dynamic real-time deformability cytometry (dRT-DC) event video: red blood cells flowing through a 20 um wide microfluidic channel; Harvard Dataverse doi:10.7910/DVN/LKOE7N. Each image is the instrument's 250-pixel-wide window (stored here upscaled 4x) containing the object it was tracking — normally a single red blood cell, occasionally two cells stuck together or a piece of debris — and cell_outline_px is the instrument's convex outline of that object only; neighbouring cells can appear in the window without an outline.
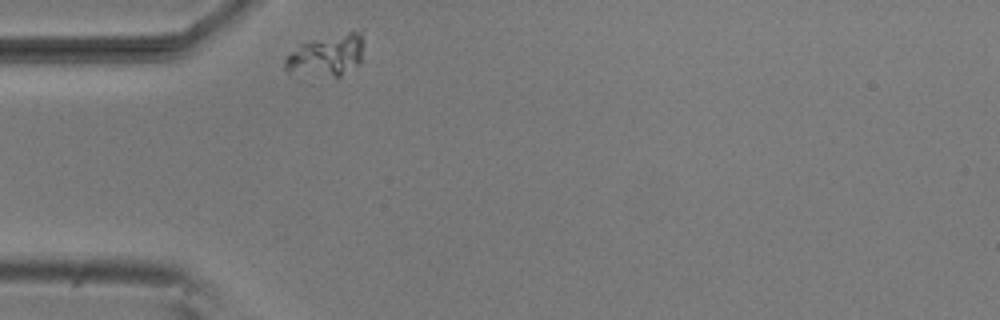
{"species": "common noctule bat (a hibernating species)", "species_latin": "Nyctalus noctula", "temperature_condition": "room temperature", "stored_images_in_passage": 33, "camera_frame_rate_fps": 3000, "um_per_image_px": 0.085, "animal": {"sex": "male", "body_mass_g": 20.5, "forearm_length_mm": 52.5}, "frame": {"image": 1, "passage_image": 1, "time_ms": 0.0, "image_size_px": [1000, 320], "cell_outline_px": [[364, 40], [360, 64], [340, 76], [336, 76], [288, 72], [284, 68], [284, 60], [300, 44], [360, 28], [364, 28]], "centroid_in_image_um": [27.87, 4.65], "position_along_channel_um": 57.1, "area_um2": 19.07}}
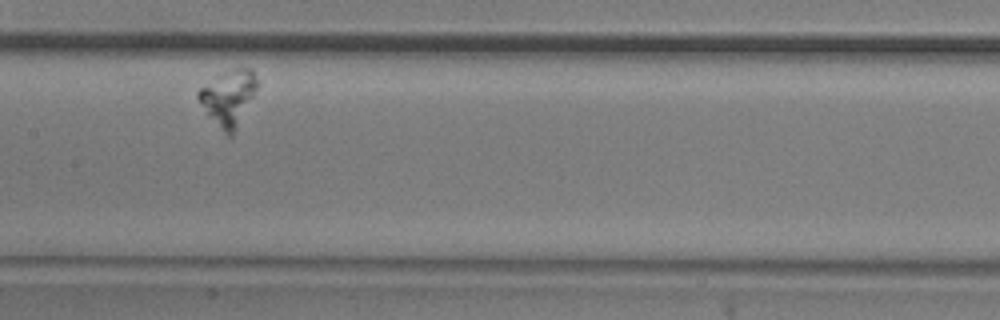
{"frame": {"image": 2, "passage_image": 14, "time_ms": 4.333, "image_size_px": [1000, 320], "cell_outline_px": [[260, 84], [232, 136], [228, 136], [224, 132], [208, 112], [196, 96], [196, 92], [200, 88], [216, 76], [224, 72], [236, 68], [252, 68]], "centroid_in_image_um": [19.47, 8.24], "position_along_channel_um": 187.9, "area_um2": 18.5}}
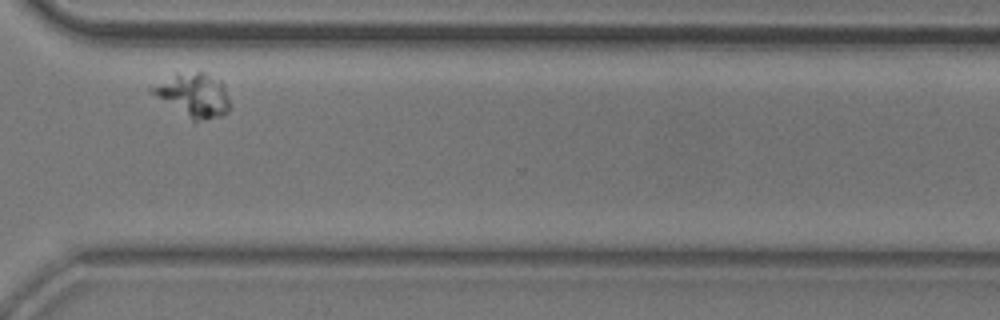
{"frame": {"image": 3, "passage_image": 29, "time_ms": 9.333, "image_size_px": [1000, 320], "cell_outline_px": [[228, 112], [220, 116], [196, 120], [192, 120], [148, 92], [148, 88], [176, 72], [204, 72], [220, 80], [224, 84], [228, 96]], "centroid_in_image_um": [16.41, 8.04], "position_along_channel_um": 354.2, "area_um2": 19.71}}